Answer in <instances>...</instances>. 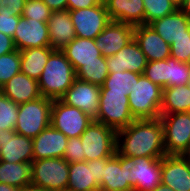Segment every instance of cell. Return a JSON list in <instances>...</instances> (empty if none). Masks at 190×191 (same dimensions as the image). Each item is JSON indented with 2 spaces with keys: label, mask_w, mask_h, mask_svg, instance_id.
<instances>
[{
  "label": "cell",
  "mask_w": 190,
  "mask_h": 191,
  "mask_svg": "<svg viewBox=\"0 0 190 191\" xmlns=\"http://www.w3.org/2000/svg\"><path fill=\"white\" fill-rule=\"evenodd\" d=\"M19 191H45V190H43L42 188H40L36 185L29 184L22 188H19Z\"/></svg>",
  "instance_id": "obj_47"
},
{
  "label": "cell",
  "mask_w": 190,
  "mask_h": 191,
  "mask_svg": "<svg viewBox=\"0 0 190 191\" xmlns=\"http://www.w3.org/2000/svg\"><path fill=\"white\" fill-rule=\"evenodd\" d=\"M94 120L116 131L127 127L135 120L129 108L128 96L100 89L99 111Z\"/></svg>",
  "instance_id": "obj_6"
},
{
  "label": "cell",
  "mask_w": 190,
  "mask_h": 191,
  "mask_svg": "<svg viewBox=\"0 0 190 191\" xmlns=\"http://www.w3.org/2000/svg\"><path fill=\"white\" fill-rule=\"evenodd\" d=\"M68 189L74 191H100L94 180L93 160L69 163Z\"/></svg>",
  "instance_id": "obj_26"
},
{
  "label": "cell",
  "mask_w": 190,
  "mask_h": 191,
  "mask_svg": "<svg viewBox=\"0 0 190 191\" xmlns=\"http://www.w3.org/2000/svg\"><path fill=\"white\" fill-rule=\"evenodd\" d=\"M63 158L69 163L85 161V154L83 153L80 137L68 138Z\"/></svg>",
  "instance_id": "obj_39"
},
{
  "label": "cell",
  "mask_w": 190,
  "mask_h": 191,
  "mask_svg": "<svg viewBox=\"0 0 190 191\" xmlns=\"http://www.w3.org/2000/svg\"><path fill=\"white\" fill-rule=\"evenodd\" d=\"M61 191H74V190H71V189L66 188V189H63V190H61Z\"/></svg>",
  "instance_id": "obj_52"
},
{
  "label": "cell",
  "mask_w": 190,
  "mask_h": 191,
  "mask_svg": "<svg viewBox=\"0 0 190 191\" xmlns=\"http://www.w3.org/2000/svg\"><path fill=\"white\" fill-rule=\"evenodd\" d=\"M152 191H173L169 186L164 185L162 182Z\"/></svg>",
  "instance_id": "obj_49"
},
{
  "label": "cell",
  "mask_w": 190,
  "mask_h": 191,
  "mask_svg": "<svg viewBox=\"0 0 190 191\" xmlns=\"http://www.w3.org/2000/svg\"><path fill=\"white\" fill-rule=\"evenodd\" d=\"M135 164L132 157L118 152L105 165L100 191H134L131 167Z\"/></svg>",
  "instance_id": "obj_11"
},
{
  "label": "cell",
  "mask_w": 190,
  "mask_h": 191,
  "mask_svg": "<svg viewBox=\"0 0 190 191\" xmlns=\"http://www.w3.org/2000/svg\"><path fill=\"white\" fill-rule=\"evenodd\" d=\"M182 156L187 160L190 165V147L182 154Z\"/></svg>",
  "instance_id": "obj_50"
},
{
  "label": "cell",
  "mask_w": 190,
  "mask_h": 191,
  "mask_svg": "<svg viewBox=\"0 0 190 191\" xmlns=\"http://www.w3.org/2000/svg\"><path fill=\"white\" fill-rule=\"evenodd\" d=\"M52 12L67 10V0H43Z\"/></svg>",
  "instance_id": "obj_45"
},
{
  "label": "cell",
  "mask_w": 190,
  "mask_h": 191,
  "mask_svg": "<svg viewBox=\"0 0 190 191\" xmlns=\"http://www.w3.org/2000/svg\"><path fill=\"white\" fill-rule=\"evenodd\" d=\"M32 162L8 163L0 161V183L22 188L31 184Z\"/></svg>",
  "instance_id": "obj_29"
},
{
  "label": "cell",
  "mask_w": 190,
  "mask_h": 191,
  "mask_svg": "<svg viewBox=\"0 0 190 191\" xmlns=\"http://www.w3.org/2000/svg\"><path fill=\"white\" fill-rule=\"evenodd\" d=\"M117 152L127 157L163 158L164 130L160 118L134 120L117 130Z\"/></svg>",
  "instance_id": "obj_1"
},
{
  "label": "cell",
  "mask_w": 190,
  "mask_h": 191,
  "mask_svg": "<svg viewBox=\"0 0 190 191\" xmlns=\"http://www.w3.org/2000/svg\"><path fill=\"white\" fill-rule=\"evenodd\" d=\"M161 182L173 191H190V165L182 155L161 158Z\"/></svg>",
  "instance_id": "obj_16"
},
{
  "label": "cell",
  "mask_w": 190,
  "mask_h": 191,
  "mask_svg": "<svg viewBox=\"0 0 190 191\" xmlns=\"http://www.w3.org/2000/svg\"><path fill=\"white\" fill-rule=\"evenodd\" d=\"M147 62L134 38L116 54L106 58L109 73L131 71L143 74Z\"/></svg>",
  "instance_id": "obj_17"
},
{
  "label": "cell",
  "mask_w": 190,
  "mask_h": 191,
  "mask_svg": "<svg viewBox=\"0 0 190 191\" xmlns=\"http://www.w3.org/2000/svg\"><path fill=\"white\" fill-rule=\"evenodd\" d=\"M110 159L111 158H102L98 160H93L94 180L97 182L98 185L102 183L104 167Z\"/></svg>",
  "instance_id": "obj_43"
},
{
  "label": "cell",
  "mask_w": 190,
  "mask_h": 191,
  "mask_svg": "<svg viewBox=\"0 0 190 191\" xmlns=\"http://www.w3.org/2000/svg\"><path fill=\"white\" fill-rule=\"evenodd\" d=\"M131 167L134 191H152L161 183V158L134 157Z\"/></svg>",
  "instance_id": "obj_18"
},
{
  "label": "cell",
  "mask_w": 190,
  "mask_h": 191,
  "mask_svg": "<svg viewBox=\"0 0 190 191\" xmlns=\"http://www.w3.org/2000/svg\"><path fill=\"white\" fill-rule=\"evenodd\" d=\"M68 138L51 124L33 138V160L63 158Z\"/></svg>",
  "instance_id": "obj_19"
},
{
  "label": "cell",
  "mask_w": 190,
  "mask_h": 191,
  "mask_svg": "<svg viewBox=\"0 0 190 191\" xmlns=\"http://www.w3.org/2000/svg\"><path fill=\"white\" fill-rule=\"evenodd\" d=\"M134 38V26L110 21L105 29L96 36V46L105 58L116 54Z\"/></svg>",
  "instance_id": "obj_15"
},
{
  "label": "cell",
  "mask_w": 190,
  "mask_h": 191,
  "mask_svg": "<svg viewBox=\"0 0 190 191\" xmlns=\"http://www.w3.org/2000/svg\"><path fill=\"white\" fill-rule=\"evenodd\" d=\"M85 161L112 158L117 153V131L93 120L80 136Z\"/></svg>",
  "instance_id": "obj_4"
},
{
  "label": "cell",
  "mask_w": 190,
  "mask_h": 191,
  "mask_svg": "<svg viewBox=\"0 0 190 191\" xmlns=\"http://www.w3.org/2000/svg\"><path fill=\"white\" fill-rule=\"evenodd\" d=\"M13 41L19 51L36 47H49L47 23L19 16Z\"/></svg>",
  "instance_id": "obj_13"
},
{
  "label": "cell",
  "mask_w": 190,
  "mask_h": 191,
  "mask_svg": "<svg viewBox=\"0 0 190 191\" xmlns=\"http://www.w3.org/2000/svg\"><path fill=\"white\" fill-rule=\"evenodd\" d=\"M170 57L183 63H190V36L174 40L170 45Z\"/></svg>",
  "instance_id": "obj_38"
},
{
  "label": "cell",
  "mask_w": 190,
  "mask_h": 191,
  "mask_svg": "<svg viewBox=\"0 0 190 191\" xmlns=\"http://www.w3.org/2000/svg\"><path fill=\"white\" fill-rule=\"evenodd\" d=\"M53 100L39 97L33 101L19 104L15 131L25 137L34 138L51 122Z\"/></svg>",
  "instance_id": "obj_5"
},
{
  "label": "cell",
  "mask_w": 190,
  "mask_h": 191,
  "mask_svg": "<svg viewBox=\"0 0 190 191\" xmlns=\"http://www.w3.org/2000/svg\"><path fill=\"white\" fill-rule=\"evenodd\" d=\"M53 51L54 49H52L50 46L21 50L20 51L21 73L38 81L42 74V71L44 70L46 63L48 62L50 54Z\"/></svg>",
  "instance_id": "obj_27"
},
{
  "label": "cell",
  "mask_w": 190,
  "mask_h": 191,
  "mask_svg": "<svg viewBox=\"0 0 190 191\" xmlns=\"http://www.w3.org/2000/svg\"><path fill=\"white\" fill-rule=\"evenodd\" d=\"M190 112V87L178 85L165 87L162 94L160 114Z\"/></svg>",
  "instance_id": "obj_28"
},
{
  "label": "cell",
  "mask_w": 190,
  "mask_h": 191,
  "mask_svg": "<svg viewBox=\"0 0 190 191\" xmlns=\"http://www.w3.org/2000/svg\"><path fill=\"white\" fill-rule=\"evenodd\" d=\"M100 3H105L107 0H98Z\"/></svg>",
  "instance_id": "obj_53"
},
{
  "label": "cell",
  "mask_w": 190,
  "mask_h": 191,
  "mask_svg": "<svg viewBox=\"0 0 190 191\" xmlns=\"http://www.w3.org/2000/svg\"><path fill=\"white\" fill-rule=\"evenodd\" d=\"M145 24L174 13L179 6L172 0H143Z\"/></svg>",
  "instance_id": "obj_32"
},
{
  "label": "cell",
  "mask_w": 190,
  "mask_h": 191,
  "mask_svg": "<svg viewBox=\"0 0 190 191\" xmlns=\"http://www.w3.org/2000/svg\"><path fill=\"white\" fill-rule=\"evenodd\" d=\"M50 47L64 49L76 36L69 10L52 12L47 21Z\"/></svg>",
  "instance_id": "obj_21"
},
{
  "label": "cell",
  "mask_w": 190,
  "mask_h": 191,
  "mask_svg": "<svg viewBox=\"0 0 190 191\" xmlns=\"http://www.w3.org/2000/svg\"><path fill=\"white\" fill-rule=\"evenodd\" d=\"M169 64V83L165 87L188 84L190 64L180 62L172 57L167 58Z\"/></svg>",
  "instance_id": "obj_36"
},
{
  "label": "cell",
  "mask_w": 190,
  "mask_h": 191,
  "mask_svg": "<svg viewBox=\"0 0 190 191\" xmlns=\"http://www.w3.org/2000/svg\"><path fill=\"white\" fill-rule=\"evenodd\" d=\"M98 4H100L98 0H67V9L78 10L89 8Z\"/></svg>",
  "instance_id": "obj_44"
},
{
  "label": "cell",
  "mask_w": 190,
  "mask_h": 191,
  "mask_svg": "<svg viewBox=\"0 0 190 191\" xmlns=\"http://www.w3.org/2000/svg\"><path fill=\"white\" fill-rule=\"evenodd\" d=\"M20 51L15 50L0 56V87L20 73Z\"/></svg>",
  "instance_id": "obj_34"
},
{
  "label": "cell",
  "mask_w": 190,
  "mask_h": 191,
  "mask_svg": "<svg viewBox=\"0 0 190 191\" xmlns=\"http://www.w3.org/2000/svg\"><path fill=\"white\" fill-rule=\"evenodd\" d=\"M143 75L164 89L169 83V64L167 59L147 62Z\"/></svg>",
  "instance_id": "obj_35"
},
{
  "label": "cell",
  "mask_w": 190,
  "mask_h": 191,
  "mask_svg": "<svg viewBox=\"0 0 190 191\" xmlns=\"http://www.w3.org/2000/svg\"><path fill=\"white\" fill-rule=\"evenodd\" d=\"M188 86L190 87V74H189V79H188Z\"/></svg>",
  "instance_id": "obj_54"
},
{
  "label": "cell",
  "mask_w": 190,
  "mask_h": 191,
  "mask_svg": "<svg viewBox=\"0 0 190 191\" xmlns=\"http://www.w3.org/2000/svg\"><path fill=\"white\" fill-rule=\"evenodd\" d=\"M52 11L43 0H26L22 17L47 23Z\"/></svg>",
  "instance_id": "obj_37"
},
{
  "label": "cell",
  "mask_w": 190,
  "mask_h": 191,
  "mask_svg": "<svg viewBox=\"0 0 190 191\" xmlns=\"http://www.w3.org/2000/svg\"><path fill=\"white\" fill-rule=\"evenodd\" d=\"M108 75L109 72L104 56H100V62L86 63L76 72L77 79L99 86L104 84Z\"/></svg>",
  "instance_id": "obj_31"
},
{
  "label": "cell",
  "mask_w": 190,
  "mask_h": 191,
  "mask_svg": "<svg viewBox=\"0 0 190 191\" xmlns=\"http://www.w3.org/2000/svg\"><path fill=\"white\" fill-rule=\"evenodd\" d=\"M163 88L141 74L128 95L129 108L135 120L160 117Z\"/></svg>",
  "instance_id": "obj_3"
},
{
  "label": "cell",
  "mask_w": 190,
  "mask_h": 191,
  "mask_svg": "<svg viewBox=\"0 0 190 191\" xmlns=\"http://www.w3.org/2000/svg\"><path fill=\"white\" fill-rule=\"evenodd\" d=\"M173 2H175L178 6H180L183 2V0H172Z\"/></svg>",
  "instance_id": "obj_51"
},
{
  "label": "cell",
  "mask_w": 190,
  "mask_h": 191,
  "mask_svg": "<svg viewBox=\"0 0 190 191\" xmlns=\"http://www.w3.org/2000/svg\"><path fill=\"white\" fill-rule=\"evenodd\" d=\"M26 0H0V14L22 16Z\"/></svg>",
  "instance_id": "obj_40"
},
{
  "label": "cell",
  "mask_w": 190,
  "mask_h": 191,
  "mask_svg": "<svg viewBox=\"0 0 190 191\" xmlns=\"http://www.w3.org/2000/svg\"><path fill=\"white\" fill-rule=\"evenodd\" d=\"M0 92L17 104L33 101L41 97L38 81L21 72L1 86Z\"/></svg>",
  "instance_id": "obj_24"
},
{
  "label": "cell",
  "mask_w": 190,
  "mask_h": 191,
  "mask_svg": "<svg viewBox=\"0 0 190 191\" xmlns=\"http://www.w3.org/2000/svg\"><path fill=\"white\" fill-rule=\"evenodd\" d=\"M0 191H19V188L5 183H0Z\"/></svg>",
  "instance_id": "obj_48"
},
{
  "label": "cell",
  "mask_w": 190,
  "mask_h": 191,
  "mask_svg": "<svg viewBox=\"0 0 190 191\" xmlns=\"http://www.w3.org/2000/svg\"><path fill=\"white\" fill-rule=\"evenodd\" d=\"M166 155H182L190 147V113L160 114Z\"/></svg>",
  "instance_id": "obj_8"
},
{
  "label": "cell",
  "mask_w": 190,
  "mask_h": 191,
  "mask_svg": "<svg viewBox=\"0 0 190 191\" xmlns=\"http://www.w3.org/2000/svg\"><path fill=\"white\" fill-rule=\"evenodd\" d=\"M104 4L111 21L132 26L145 24L143 0H107Z\"/></svg>",
  "instance_id": "obj_23"
},
{
  "label": "cell",
  "mask_w": 190,
  "mask_h": 191,
  "mask_svg": "<svg viewBox=\"0 0 190 191\" xmlns=\"http://www.w3.org/2000/svg\"><path fill=\"white\" fill-rule=\"evenodd\" d=\"M77 37L95 39L111 21L105 4L69 10Z\"/></svg>",
  "instance_id": "obj_10"
},
{
  "label": "cell",
  "mask_w": 190,
  "mask_h": 191,
  "mask_svg": "<svg viewBox=\"0 0 190 191\" xmlns=\"http://www.w3.org/2000/svg\"><path fill=\"white\" fill-rule=\"evenodd\" d=\"M134 39L148 62L170 57V45L150 25L134 26Z\"/></svg>",
  "instance_id": "obj_20"
},
{
  "label": "cell",
  "mask_w": 190,
  "mask_h": 191,
  "mask_svg": "<svg viewBox=\"0 0 190 191\" xmlns=\"http://www.w3.org/2000/svg\"><path fill=\"white\" fill-rule=\"evenodd\" d=\"M69 162L64 158H46L32 161L31 184L45 191H61L67 188Z\"/></svg>",
  "instance_id": "obj_7"
},
{
  "label": "cell",
  "mask_w": 190,
  "mask_h": 191,
  "mask_svg": "<svg viewBox=\"0 0 190 191\" xmlns=\"http://www.w3.org/2000/svg\"><path fill=\"white\" fill-rule=\"evenodd\" d=\"M77 72L84 64L100 62L101 51L95 39L75 37L61 50Z\"/></svg>",
  "instance_id": "obj_25"
},
{
  "label": "cell",
  "mask_w": 190,
  "mask_h": 191,
  "mask_svg": "<svg viewBox=\"0 0 190 191\" xmlns=\"http://www.w3.org/2000/svg\"><path fill=\"white\" fill-rule=\"evenodd\" d=\"M76 71L61 50H54L38 80L41 96L55 100L60 99L72 86Z\"/></svg>",
  "instance_id": "obj_2"
},
{
  "label": "cell",
  "mask_w": 190,
  "mask_h": 191,
  "mask_svg": "<svg viewBox=\"0 0 190 191\" xmlns=\"http://www.w3.org/2000/svg\"><path fill=\"white\" fill-rule=\"evenodd\" d=\"M19 16L0 14V32L13 38Z\"/></svg>",
  "instance_id": "obj_41"
},
{
  "label": "cell",
  "mask_w": 190,
  "mask_h": 191,
  "mask_svg": "<svg viewBox=\"0 0 190 191\" xmlns=\"http://www.w3.org/2000/svg\"><path fill=\"white\" fill-rule=\"evenodd\" d=\"M179 8L184 12V14L190 19V0H184Z\"/></svg>",
  "instance_id": "obj_46"
},
{
  "label": "cell",
  "mask_w": 190,
  "mask_h": 191,
  "mask_svg": "<svg viewBox=\"0 0 190 191\" xmlns=\"http://www.w3.org/2000/svg\"><path fill=\"white\" fill-rule=\"evenodd\" d=\"M100 86L75 79L72 86L60 98L62 102L76 107L84 113L96 118L99 111Z\"/></svg>",
  "instance_id": "obj_12"
},
{
  "label": "cell",
  "mask_w": 190,
  "mask_h": 191,
  "mask_svg": "<svg viewBox=\"0 0 190 191\" xmlns=\"http://www.w3.org/2000/svg\"><path fill=\"white\" fill-rule=\"evenodd\" d=\"M93 120L82 110L66 105L60 99L53 100L50 124L67 138L80 137Z\"/></svg>",
  "instance_id": "obj_9"
},
{
  "label": "cell",
  "mask_w": 190,
  "mask_h": 191,
  "mask_svg": "<svg viewBox=\"0 0 190 191\" xmlns=\"http://www.w3.org/2000/svg\"><path fill=\"white\" fill-rule=\"evenodd\" d=\"M0 161L8 163L32 162L33 138L17 134L15 130H1Z\"/></svg>",
  "instance_id": "obj_14"
},
{
  "label": "cell",
  "mask_w": 190,
  "mask_h": 191,
  "mask_svg": "<svg viewBox=\"0 0 190 191\" xmlns=\"http://www.w3.org/2000/svg\"><path fill=\"white\" fill-rule=\"evenodd\" d=\"M169 45L190 36V19L178 8L174 13L149 24Z\"/></svg>",
  "instance_id": "obj_22"
},
{
  "label": "cell",
  "mask_w": 190,
  "mask_h": 191,
  "mask_svg": "<svg viewBox=\"0 0 190 191\" xmlns=\"http://www.w3.org/2000/svg\"><path fill=\"white\" fill-rule=\"evenodd\" d=\"M18 110L19 104L0 92V131L15 129Z\"/></svg>",
  "instance_id": "obj_33"
},
{
  "label": "cell",
  "mask_w": 190,
  "mask_h": 191,
  "mask_svg": "<svg viewBox=\"0 0 190 191\" xmlns=\"http://www.w3.org/2000/svg\"><path fill=\"white\" fill-rule=\"evenodd\" d=\"M15 50L13 38L0 32V56Z\"/></svg>",
  "instance_id": "obj_42"
},
{
  "label": "cell",
  "mask_w": 190,
  "mask_h": 191,
  "mask_svg": "<svg viewBox=\"0 0 190 191\" xmlns=\"http://www.w3.org/2000/svg\"><path fill=\"white\" fill-rule=\"evenodd\" d=\"M140 75L131 71L109 73L100 89H109V92L125 93L128 96L135 84V79H138Z\"/></svg>",
  "instance_id": "obj_30"
}]
</instances>
